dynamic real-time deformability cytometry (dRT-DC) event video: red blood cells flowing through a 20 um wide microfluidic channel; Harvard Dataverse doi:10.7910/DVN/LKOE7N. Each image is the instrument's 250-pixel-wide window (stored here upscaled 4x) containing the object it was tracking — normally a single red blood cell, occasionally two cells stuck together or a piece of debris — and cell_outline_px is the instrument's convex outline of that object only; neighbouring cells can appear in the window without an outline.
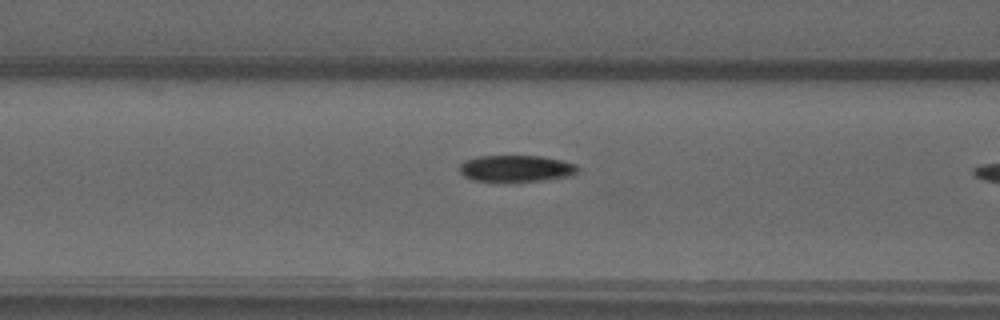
{"species": "common noctule bat (a hibernating species)", "species_latin": "Nyctalus noctula", "temperature_condition": "warm", "stored_images_in_passage": 9, "camera_frame_rate_fps": 3000, "um_per_image_px": 0.085, "animal": {"sex": "male", "forearm_length_mm": 52.5}, "frame": {"image": 1, "passage_image": 7, "time_ms": 2.0, "image_size_px": [1000, 320], "cell_outline_px": [[580, 168], [572, 176], [544, 180], [512, 184], [472, 180], [464, 176], [460, 172], [460, 164], [464, 160], [480, 156], [544, 156], [576, 164]], "centroid_in_image_um": [43.86, 14.36], "position_along_channel_um": 122.7, "area_um2": 19.07}}